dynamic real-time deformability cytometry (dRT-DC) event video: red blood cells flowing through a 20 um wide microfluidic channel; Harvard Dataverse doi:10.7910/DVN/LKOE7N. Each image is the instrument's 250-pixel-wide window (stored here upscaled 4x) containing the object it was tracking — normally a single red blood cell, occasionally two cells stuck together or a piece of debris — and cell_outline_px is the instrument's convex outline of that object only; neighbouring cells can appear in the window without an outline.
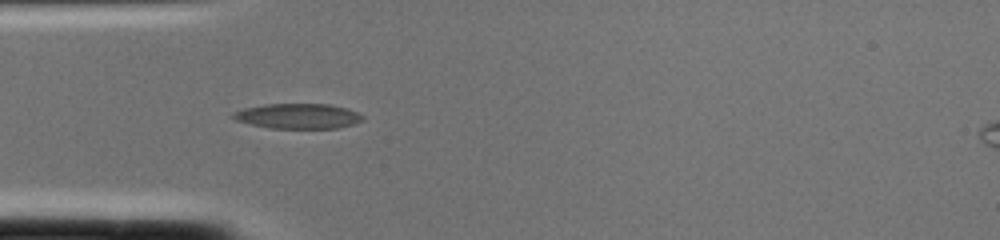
{"species": "common noctule bat (a hibernating species)", "species_latin": "Nyctalus noctula", "temperature_condition": "cold", "stored_images_in_passage": 2, "camera_frame_rate_fps": 3000, "um_per_image_px": 0.085, "animal": {"sex": "female", "body_mass_g": 22.0, "forearm_length_mm": 56.7}, "frame": {"image": 1, "passage_image": 2, "time_ms": 0.333, "image_size_px": [1000, 240], "cell_outline_px": [[364, 120], [352, 124], [336, 128], [272, 128], [252, 124], [236, 120], [228, 116], [244, 108], [264, 104], [328, 104], [348, 108], [364, 116]], "centroid_in_image_um": [25.34, 9.86], "position_along_channel_um": 59.7, "area_um2": 18.84}}